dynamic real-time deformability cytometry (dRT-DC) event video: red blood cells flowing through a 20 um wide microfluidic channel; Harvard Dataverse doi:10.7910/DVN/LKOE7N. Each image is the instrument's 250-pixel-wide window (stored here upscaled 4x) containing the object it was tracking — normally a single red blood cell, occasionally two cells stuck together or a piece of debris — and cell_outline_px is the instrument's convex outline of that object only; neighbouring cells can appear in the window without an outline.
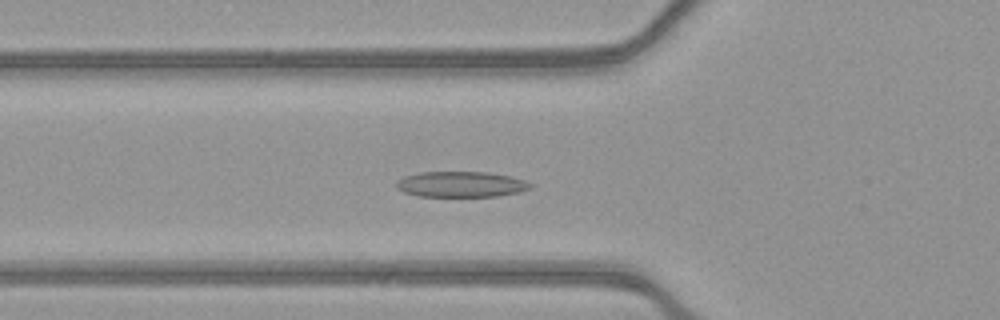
{"species": "common noctule bat (a hibernating species)", "species_latin": "Nyctalus noctula", "temperature_condition": "warm", "stored_images_in_passage": 54, "camera_frame_rate_fps": 3000, "um_per_image_px": 0.085, "animal": {"sex": "female", "body_mass_g": 21.9}, "frame": {"image": 1, "passage_image": 20, "time_ms": 6.333, "image_size_px": [1000, 320], "cell_outline_px": [[532, 188], [520, 192], [500, 196], [416, 196], [404, 192], [396, 188], [396, 180], [404, 176], [420, 172], [488, 172], [508, 176], [524, 180], [532, 184]], "centroid_in_image_um": [39.17, 15.67], "position_along_channel_um": 86.6, "area_um2": 20.11}}
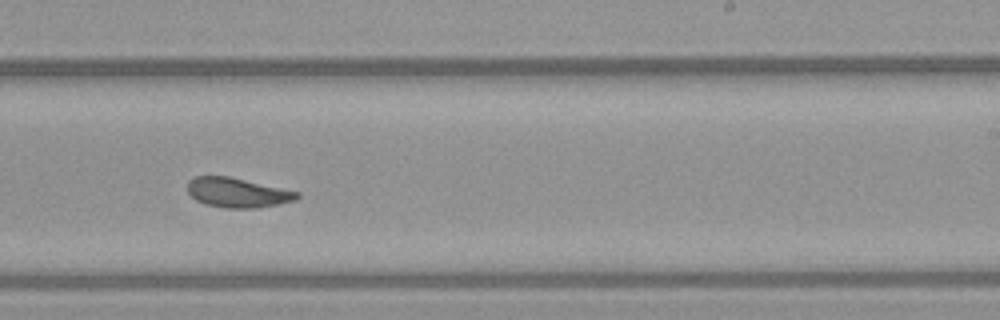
{"frame": {"image": 2, "passage_image": 34, "time_ms": 11.0, "image_size_px": [1000, 320], "cell_outline_px": [[300, 196], [296, 200], [256, 208], [224, 208], [204, 204], [196, 200], [188, 192], [188, 180], [196, 176], [228, 176], [300, 192]], "centroid_in_image_um": [20.17, 16.37], "position_along_channel_um": 268.8, "area_um2": 18.84}}
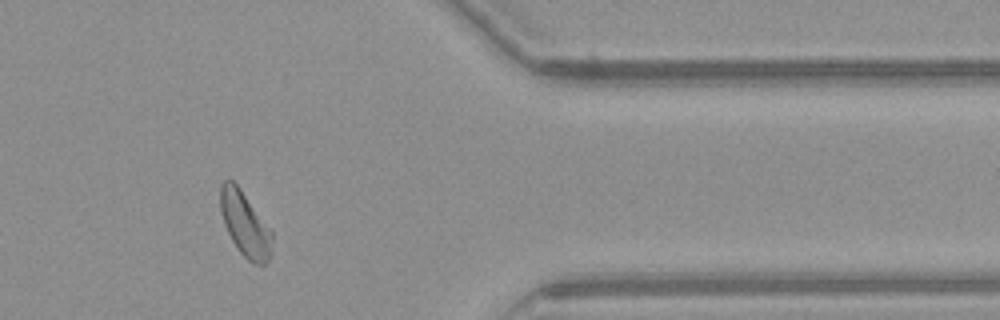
{"frame": {"image": 3, "passage_image": 45, "time_ms": 14.667, "image_size_px": [1000, 320], "cell_outline_px": [[272, 252], [268, 260], [264, 264], [256, 264], [248, 260], [236, 248], [224, 224], [220, 208], [220, 184], [224, 180], [232, 180], [240, 188], [272, 232]], "centroid_in_image_um": [20.81, 19.06], "position_along_channel_um": 390.6, "area_um2": 19.25}, "authors_computed_cell_mechanics": {"area_um2": 20.0277, "velocity_mm_per_s": 3.8859, "shape_relaxation_time_tau1_ms": 6.7215, "shape_relaxation_time_tau2_ms": 2.4451, "deformation_change_tau1": 0.1596, "deformation_change_tau2": 0.0977}}